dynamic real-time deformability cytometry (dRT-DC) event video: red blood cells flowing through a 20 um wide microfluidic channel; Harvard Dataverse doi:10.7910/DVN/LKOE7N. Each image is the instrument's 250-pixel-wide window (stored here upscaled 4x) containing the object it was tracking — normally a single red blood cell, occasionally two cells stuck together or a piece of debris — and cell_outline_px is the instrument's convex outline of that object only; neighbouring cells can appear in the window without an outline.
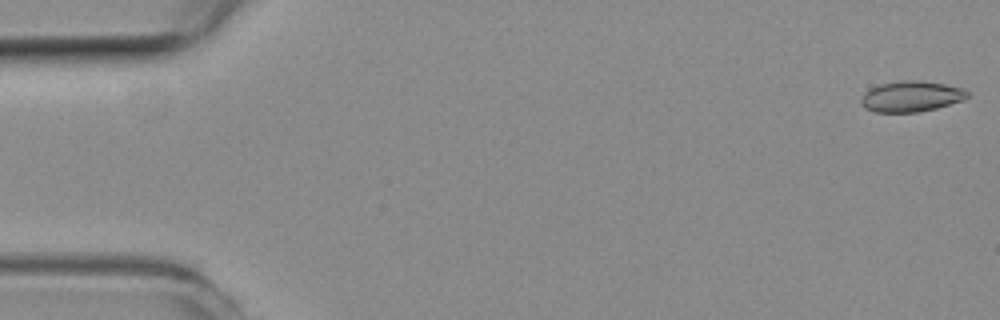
{"species": "common noctule bat (a hibernating species)", "species_latin": "Nyctalus noctula", "temperature_condition": "room temperature", "stored_images_in_passage": 11, "camera_frame_rate_fps": 3000, "um_per_image_px": 0.085, "animal": {"sex": "female", "body_mass_g": 19.3, "forearm_length_mm": 54.1}, "frame": {"image": 1, "passage_image": 1, "time_ms": 0.0, "image_size_px": [1000, 320], "cell_outline_px": [[968, 96], [960, 100], [936, 108], [916, 112], [876, 112], [864, 108], [860, 104], [860, 100], [864, 92], [868, 88], [880, 84], [900, 80], [920, 80], [944, 84], [964, 88], [968, 92]], "centroid_in_image_um": [77.38, 8.18], "position_along_channel_um": 7.6, "area_um2": 19.07}}